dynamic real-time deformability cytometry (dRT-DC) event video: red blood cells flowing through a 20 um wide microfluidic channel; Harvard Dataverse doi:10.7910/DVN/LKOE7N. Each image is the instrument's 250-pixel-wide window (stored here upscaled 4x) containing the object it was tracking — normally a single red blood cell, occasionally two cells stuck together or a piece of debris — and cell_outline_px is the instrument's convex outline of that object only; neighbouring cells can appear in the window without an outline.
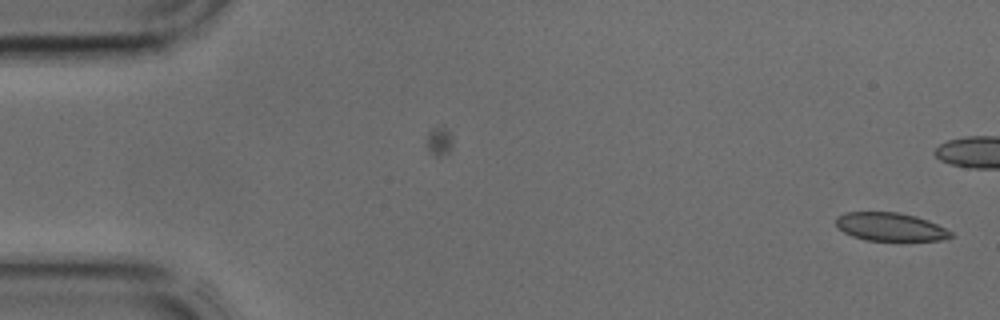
{"species": "common noctule bat (a hibernating species)", "species_latin": "Nyctalus noctula", "temperature_condition": "cold", "stored_images_in_passage": 10, "camera_frame_rate_fps": 3000, "um_per_image_px": 0.085, "animal": {"sex": "male", "body_mass_g": 17.9, "forearm_length_mm": 54.2}, "frame": {"image": 1, "passage_image": 1, "time_ms": 0.0, "image_size_px": [1000, 320], "cell_outline_px": [[952, 236], [940, 240], [864, 240], [852, 236], [836, 228], [836, 216], [848, 212], [896, 212], [916, 216], [928, 220], [952, 232]], "centroid_in_image_um": [75.62, 19.27], "position_along_channel_um": 9.4, "area_um2": 18.79}}